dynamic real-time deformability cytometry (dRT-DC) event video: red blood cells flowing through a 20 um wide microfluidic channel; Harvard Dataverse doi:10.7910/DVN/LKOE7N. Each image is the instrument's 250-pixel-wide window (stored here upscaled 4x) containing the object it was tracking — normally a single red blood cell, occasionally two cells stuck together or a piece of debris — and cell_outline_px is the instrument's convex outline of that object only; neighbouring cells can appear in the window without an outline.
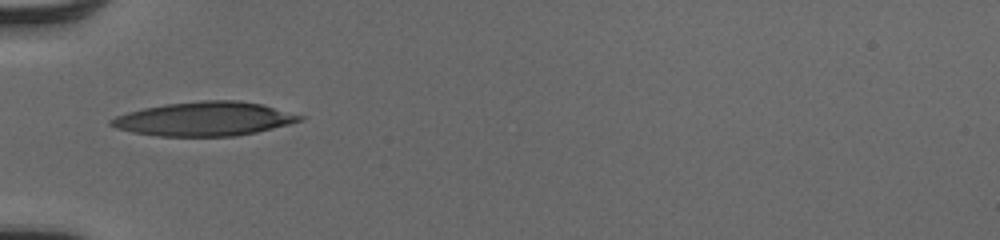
{"species": "human", "species_latin": "Homo sapiens", "temperature_condition": "cold", "stored_images_in_passage": 34, "camera_frame_rate_fps": 3000, "um_per_image_px": 0.085, "donor": {"sex": "male"}, "frame": {"image": 1, "passage_image": 1, "time_ms": 0.0, "image_size_px": [1000, 240], "cell_outline_px": [[304, 120], [256, 132], [236, 136], [160, 136], [132, 132], [116, 128], [108, 124], [108, 120], [116, 116], [128, 112], [144, 108], [164, 104], [204, 100], [240, 100], [260, 104], [304, 116]], "centroid_in_image_um": [17.34, 10.1], "position_along_channel_um": 67.7, "area_um2": 37.22}}
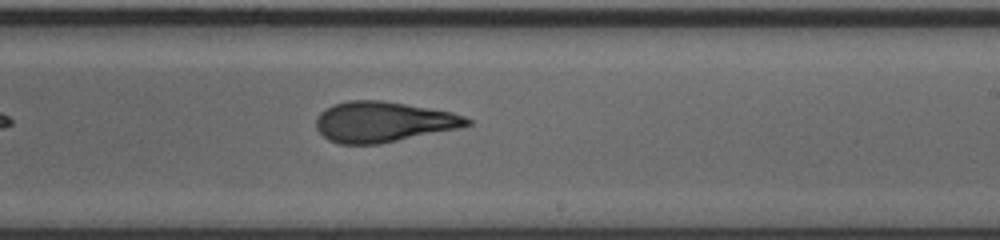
{"frame": {"image": 2, "passage_image": 15, "time_ms": 4.667, "image_size_px": [1000, 240], "cell_outline_px": [[472, 124], [460, 128], [380, 144], [340, 144], [328, 140], [316, 128], [316, 120], [320, 112], [332, 104], [348, 100], [380, 100], [452, 112], [464, 116], [472, 120]], "centroid_in_image_um": [32.57, 10.36], "position_along_channel_um": 256.4, "area_um2": 35.6}}
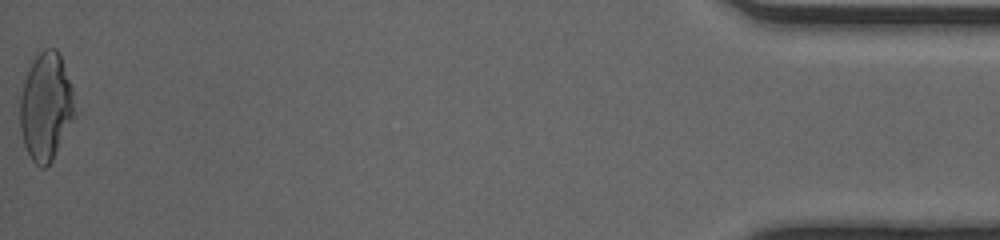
{"frame": {"image": 3, "passage_image": 34, "time_ms": 11.0, "image_size_px": [1000, 240], "cell_outline_px": [[80, 108], [52, 160], [44, 168], [40, 168], [32, 160], [24, 144], [20, 128], [20, 96], [24, 80], [32, 60], [44, 48], [56, 48], [60, 52]], "centroid_in_image_um": [3.96, 9.03], "position_along_channel_um": 431.2, "area_um2": 35.2}, "authors_computed_cell_mechanics": {"area_um2": 35.4025, "velocity_mm_per_s": 4.1273, "shape_relaxation_time_tau1_ms": 6.5711, "shape_relaxation_time_tau2_ms": 1.7601, "deformation_change_tau1": 0.226, "deformation_change_tau2": 0.1151}}